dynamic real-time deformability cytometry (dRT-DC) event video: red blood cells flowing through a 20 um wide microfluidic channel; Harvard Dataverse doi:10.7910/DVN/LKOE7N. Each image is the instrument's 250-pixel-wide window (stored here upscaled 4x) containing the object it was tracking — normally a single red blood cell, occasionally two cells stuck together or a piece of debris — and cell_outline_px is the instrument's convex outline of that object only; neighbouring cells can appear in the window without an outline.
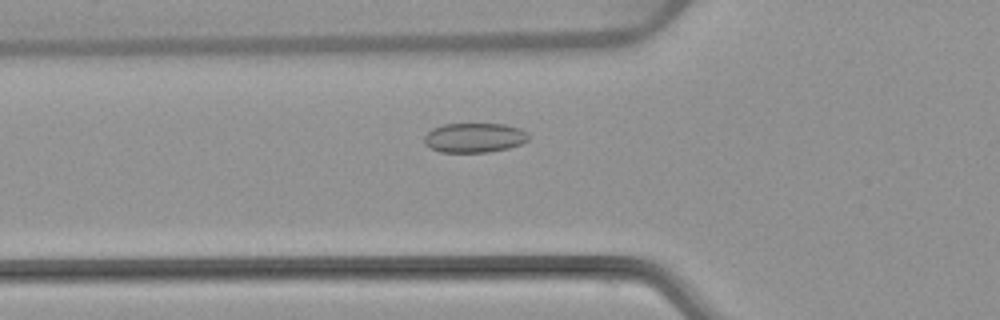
{"species": "common noctule bat (a hibernating species)", "species_latin": "Nyctalus noctula", "temperature_condition": "warm", "stored_images_in_passage": 52, "camera_frame_rate_fps": 3000, "um_per_image_px": 0.085, "animal": {"sex": "female", "body_mass_g": 22.7, "forearm_length_mm": 54.2}, "frame": {"image": 1, "passage_image": 18, "time_ms": 5.667, "image_size_px": [1000, 320], "cell_outline_px": [[528, 140], [520, 144], [508, 148], [488, 152], [440, 152], [424, 144], [424, 136], [432, 128], [444, 124], [504, 124], [520, 128], [528, 136]], "centroid_in_image_um": [40.29, 11.7], "position_along_channel_um": 85.5, "area_um2": 17.86}}
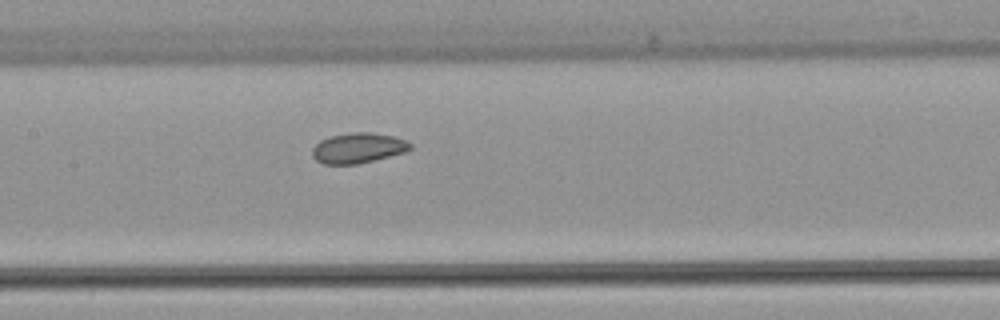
{"frame": {"image": 2, "passage_image": 25, "time_ms": 8.0, "image_size_px": [1000, 320], "cell_outline_px": [[412, 148], [404, 152], [356, 164], [324, 164], [316, 160], [312, 156], [312, 148], [320, 140], [332, 136], [352, 132], [372, 132], [392, 136], [404, 140], [412, 144]], "centroid_in_image_um": [30.41, 12.57], "position_along_channel_um": 177.0, "area_um2": 17.05}}
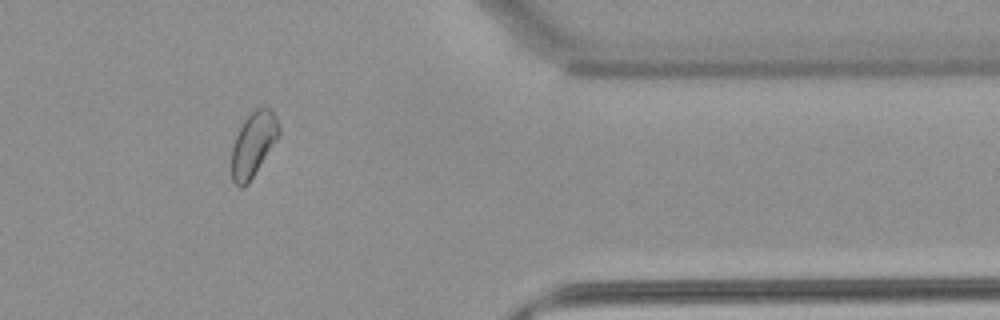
{"frame": {"image": 3, "passage_image": 43, "time_ms": 14.0, "image_size_px": [1000, 320], "cell_outline_px": [[280, 136], [248, 184], [244, 188], [240, 188], [232, 180], [232, 148], [236, 136], [244, 120], [256, 108], [272, 108], [276, 116], [280, 128]], "centroid_in_image_um": [21.56, 12.27], "position_along_channel_um": 389.8, "area_um2": 17.8}, "authors_computed_cell_mechanics": {"area_um2": 18.1781, "velocity_mm_per_s": 3.8974, "shape_relaxation_time_tau1_ms": null, "shape_relaxation_time_tau2_ms": 2.7382, "deformation_change_tau1": null, "deformation_change_tau2": 0.0747}}